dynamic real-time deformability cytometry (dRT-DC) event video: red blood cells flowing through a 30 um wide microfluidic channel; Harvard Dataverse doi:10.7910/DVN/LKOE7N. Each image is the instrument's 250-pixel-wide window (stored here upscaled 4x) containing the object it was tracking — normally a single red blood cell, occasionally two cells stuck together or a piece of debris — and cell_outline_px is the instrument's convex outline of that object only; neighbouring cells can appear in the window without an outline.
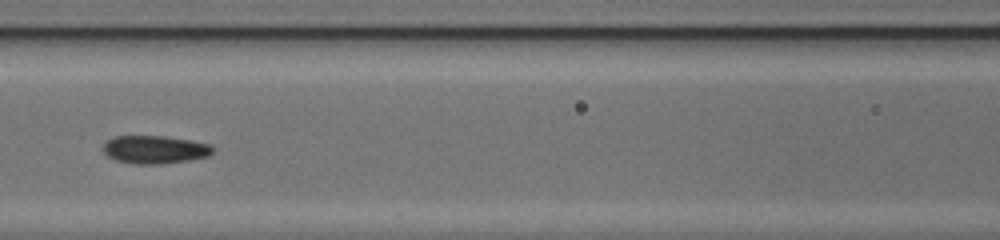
{"species": "common noctule bat (a hibernating species)", "species_latin": "Nyctalus noctula", "temperature_condition": "cold", "stored_images_in_passage": 28, "camera_frame_rate_fps": 3000, "um_per_image_px": 0.085, "animal": {"sex": "female", "body_mass_g": 17.0, "forearm_length_mm": 48.0}, "frame": {"image": 1, "passage_image": 20, "time_ms": 6.333, "image_size_px": [1000, 240], "cell_outline_px": [[212, 152], [208, 156], [188, 160], [160, 164], [136, 164], [116, 160], [108, 156], [100, 148], [108, 140], [116, 136], [160, 136], [188, 140], [212, 144]], "centroid_in_image_um": [13.13, 12.71], "position_along_channel_um": 153.5, "area_um2": 17.74}}